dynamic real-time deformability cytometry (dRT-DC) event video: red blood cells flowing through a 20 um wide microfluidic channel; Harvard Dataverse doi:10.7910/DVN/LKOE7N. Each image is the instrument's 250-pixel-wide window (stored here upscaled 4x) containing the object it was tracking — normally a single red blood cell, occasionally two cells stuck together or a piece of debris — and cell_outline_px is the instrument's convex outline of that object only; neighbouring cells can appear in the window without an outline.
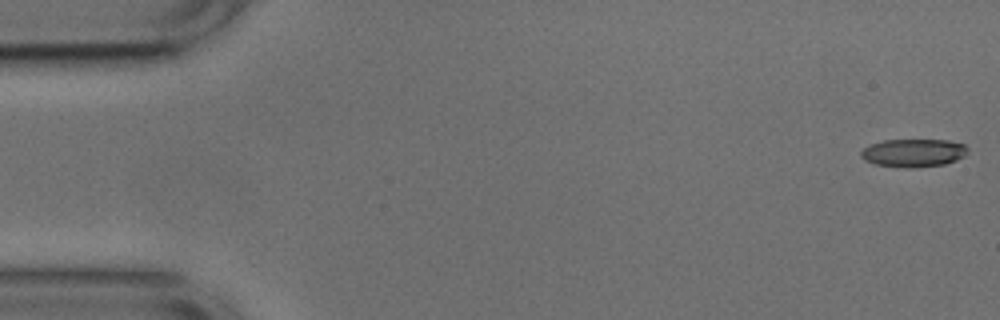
{"species": "common noctule bat (a hibernating species)", "species_latin": "Nyctalus noctula", "temperature_condition": "cold", "stored_images_in_passage": 52, "camera_frame_rate_fps": 3000, "um_per_image_px": 0.085, "animal": {"sex": "male", "body_mass_g": 17.9, "forearm_length_mm": 54.2}, "frame": {"image": 1, "passage_image": 1, "time_ms": 0.0, "image_size_px": [1000, 320], "cell_outline_px": [[968, 152], [964, 156], [956, 160], [944, 164], [912, 168], [904, 168], [876, 164], [864, 160], [860, 156], [860, 152], [868, 144], [884, 140], [948, 140], [964, 144], [968, 148]], "centroid_in_image_um": [77.63, 12.99], "position_along_channel_um": 7.4, "area_um2": 17.57}}
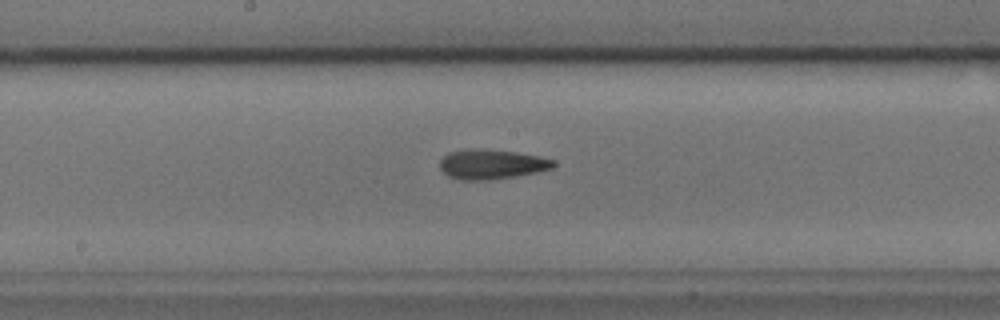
{"frame": {"image": 2, "passage_image": 27, "time_ms": 8.667, "image_size_px": [1000, 320], "cell_outline_px": [[556, 164], [552, 168], [536, 172], [516, 176], [488, 180], [460, 180], [448, 176], [440, 168], [440, 160], [444, 156], [452, 152], [516, 152], [540, 156], [556, 160]], "centroid_in_image_um": [41.86, 14.02], "position_along_channel_um": 206.3, "area_um2": 18.67}}
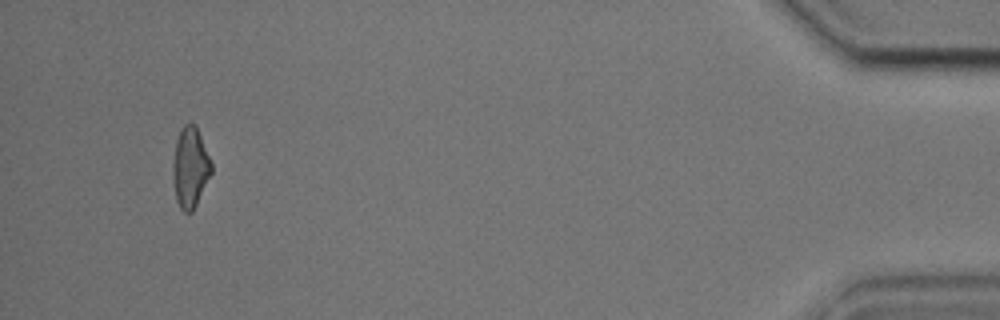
{"frame": {"image": 3, "passage_image": 50, "time_ms": 16.333, "image_size_px": [1000, 320], "cell_outline_px": [[212, 172], [192, 212], [184, 212], [180, 208], [176, 200], [172, 176], [172, 164], [176, 140], [180, 128], [184, 124], [196, 124], [212, 164]], "centroid_in_image_um": [16.15, 14.22], "position_along_channel_um": 419.1, "area_um2": 18.09}}